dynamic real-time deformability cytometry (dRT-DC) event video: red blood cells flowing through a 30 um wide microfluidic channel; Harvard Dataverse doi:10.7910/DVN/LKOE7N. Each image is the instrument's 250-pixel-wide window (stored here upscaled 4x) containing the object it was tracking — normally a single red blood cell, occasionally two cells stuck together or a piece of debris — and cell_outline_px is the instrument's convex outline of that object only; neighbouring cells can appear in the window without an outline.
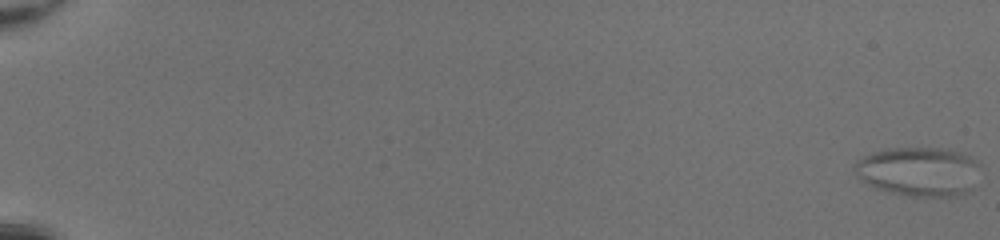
{"species": "common noctule bat (a hibernating species)", "species_latin": "Nyctalus noctula", "temperature_condition": "room temperature", "stored_images_in_passage": 52, "camera_frame_rate_fps": 3000, "um_per_image_px": 0.085, "animal": {"sex": "female", "body_mass_g": 20.0, "forearm_length_mm": 54.0}, "frame": {"image": 1, "passage_image": 1, "time_ms": 0.0, "image_size_px": [1000, 240], "cell_outline_px": [[980, 164], [972, 188], [964, 196], [908, 196], [876, 188], [860, 180], [852, 172], [852, 164], [856, 160], [872, 152], [888, 148], [948, 148], [964, 152], [972, 156]], "centroid_in_image_um": [78.08, 14.56], "position_along_channel_um": 6.9, "area_um2": 36.7}}
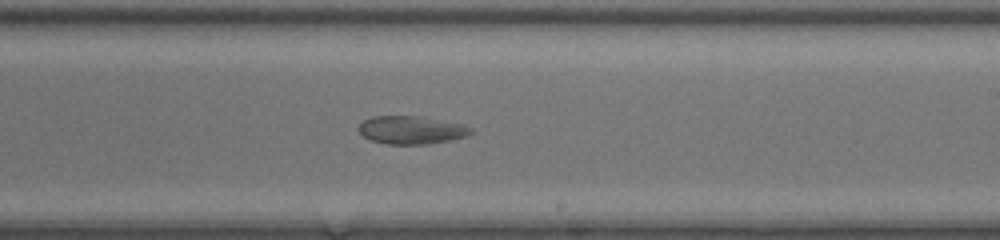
{"frame": {"image": 2, "passage_image": 34, "time_ms": 11.0, "image_size_px": [1000, 240], "cell_outline_px": [[472, 132], [464, 136], [448, 140], [428, 144], [388, 144], [372, 140], [364, 136], [360, 132], [360, 124], [364, 120], [372, 116], [416, 116], [464, 124], [472, 128]], "centroid_in_image_um": [34.96, 11.04], "position_along_channel_um": 254.0, "area_um2": 17.98}}
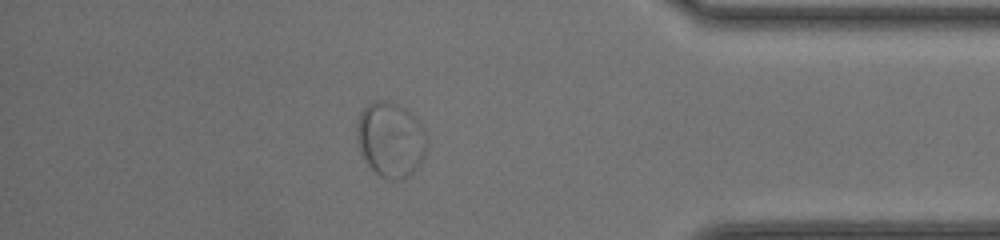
{"frame": {"image": 3, "passage_image": 46, "time_ms": 15.0, "image_size_px": [1000, 240], "cell_outline_px": [[428, 144], [424, 156], [420, 164], [408, 176], [400, 180], [392, 180], [380, 176], [368, 164], [360, 148], [356, 136], [356, 124], [360, 112], [368, 104], [376, 100], [388, 100], [408, 108], [416, 116], [424, 128], [428, 140]], "centroid_in_image_um": [33.24, 11.82], "position_along_channel_um": 402.0, "area_um2": 31.04}}